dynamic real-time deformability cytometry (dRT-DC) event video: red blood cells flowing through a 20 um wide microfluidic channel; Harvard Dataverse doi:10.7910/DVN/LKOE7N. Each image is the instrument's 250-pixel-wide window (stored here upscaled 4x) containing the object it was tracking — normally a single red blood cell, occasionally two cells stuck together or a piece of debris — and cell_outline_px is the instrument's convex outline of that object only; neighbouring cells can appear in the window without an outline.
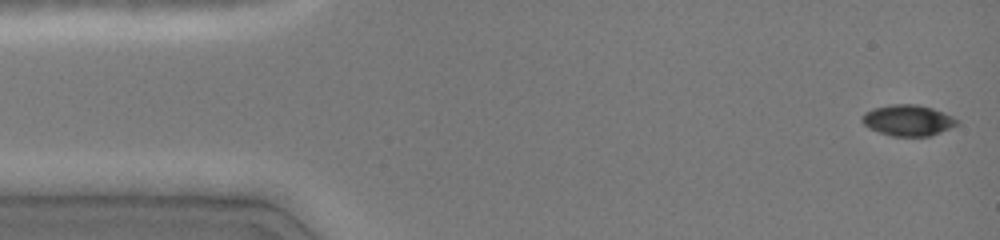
{"species": "common noctule bat (a hibernating species)", "species_latin": "Nyctalus noctula", "temperature_condition": "cold", "stored_images_in_passage": 36, "camera_frame_rate_fps": 3000, "um_per_image_px": 0.085, "animal": {"sex": "female", "body_mass_g": 19.0, "forearm_length_mm": 51.5}, "frame": {"image": 1, "passage_image": 1, "time_ms": 0.0, "image_size_px": [1000, 240], "cell_outline_px": [[960, 124], [932, 136], [892, 136], [868, 128], [860, 120], [860, 116], [864, 112], [872, 108], [892, 104], [916, 104], [932, 108], [944, 112], [960, 120]], "centroid_in_image_um": [77.18, 10.22], "position_along_channel_um": 7.8, "area_um2": 17.46}}
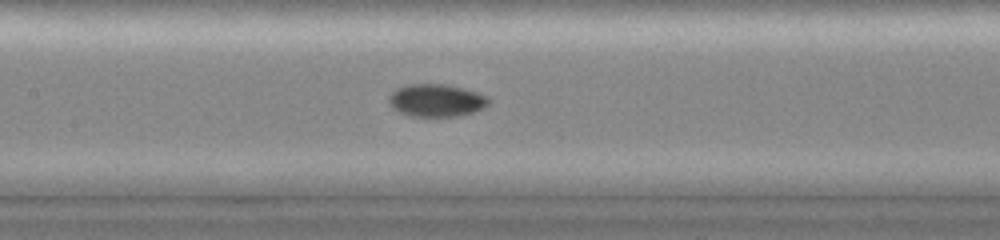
{"frame": {"image": 2, "passage_image": 16, "time_ms": 6.667, "image_size_px": [1000, 240], "cell_outline_px": [[488, 104], [484, 108], [460, 116], [408, 116], [392, 108], [388, 104], [388, 96], [396, 88], [408, 84], [444, 84], [464, 88], [488, 96]], "centroid_in_image_um": [37.05, 8.53], "position_along_channel_um": 170.4, "area_um2": 19.07}}
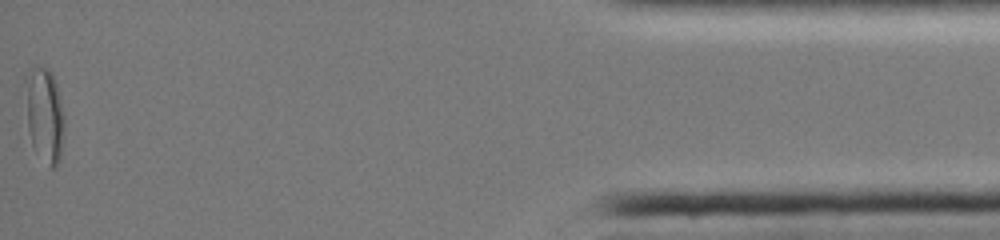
{"frame": {"image": 3, "passage_image": 36, "time_ms": 15.0, "image_size_px": [1000, 240], "cell_outline_px": [[64, 128], [60, 160], [52, 168], [48, 168], [32, 144], [28, 128], [24, 76], [28, 68], [36, 64], [48, 68], [52, 72], [56, 84], [64, 116]], "centroid_in_image_um": [3.77, 9.69], "position_along_channel_um": 431.4, "area_um2": 21.73}, "authors_computed_cell_mechanics": {"area_um2": 17.7446, "velocity_mm_per_s": 4.1142, "shape_relaxation_time_tau1_ms": null, "shape_relaxation_time_tau2_ms": 3.3548, "deformation_change_tau1": null, "deformation_change_tau2": 0.0426}}